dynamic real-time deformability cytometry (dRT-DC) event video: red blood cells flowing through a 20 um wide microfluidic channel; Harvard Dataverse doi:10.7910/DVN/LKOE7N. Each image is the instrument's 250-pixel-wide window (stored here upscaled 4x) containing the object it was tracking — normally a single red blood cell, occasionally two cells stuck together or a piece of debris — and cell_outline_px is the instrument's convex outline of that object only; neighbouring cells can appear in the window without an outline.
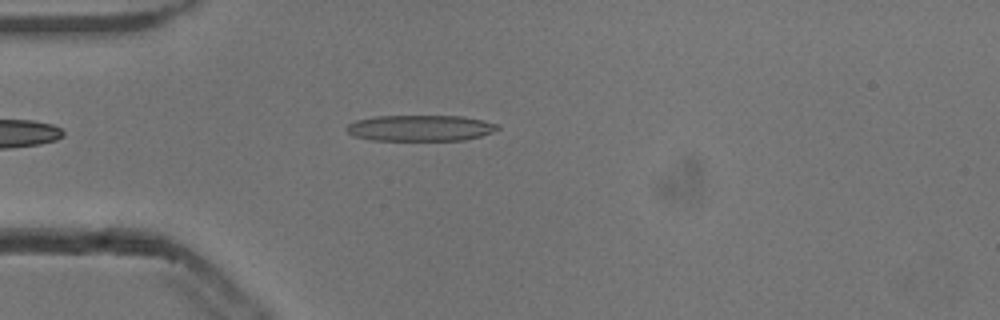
{"species": "common noctule bat (a hibernating species)", "species_latin": "Nyctalus noctula", "temperature_condition": "cold", "stored_images_in_passage": 44, "camera_frame_rate_fps": 3000, "um_per_image_px": 0.085, "animal": {"sex": "male", "body_mass_g": 13.3}, "frame": {"image": 1, "passage_image": 6, "time_ms": 1.667, "image_size_px": [1000, 320], "cell_outline_px": [[500, 128], [492, 132], [480, 136], [464, 140], [372, 140], [352, 136], [344, 128], [348, 124], [356, 120], [376, 116], [464, 116], [500, 124]], "centroid_in_image_um": [35.72, 10.88], "position_along_channel_um": 49.3, "area_um2": 23.0}}
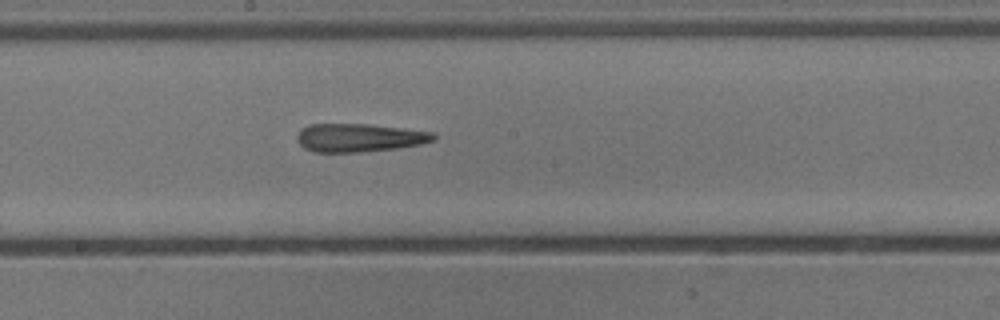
{"frame": {"image": 2, "passage_image": 20, "time_ms": 6.333, "image_size_px": [1000, 320], "cell_outline_px": [[436, 140], [420, 144], [396, 148], [356, 152], [312, 152], [304, 148], [296, 140], [296, 136], [300, 128], [308, 124], [368, 124], [404, 128], [436, 132]], "centroid_in_image_um": [30.52, 11.69], "position_along_channel_um": 217.7, "area_um2": 22.72}}
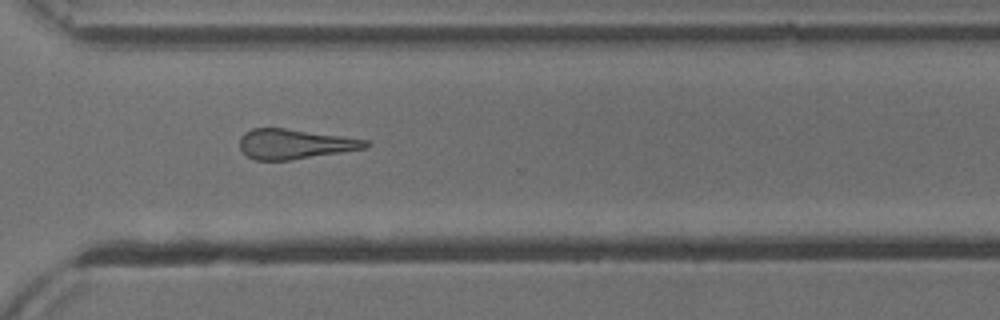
{"frame": {"image": 3, "passage_image": 30, "time_ms": 9.667, "image_size_px": [1000, 320], "cell_outline_px": [[372, 144], [368, 148], [292, 160], [256, 160], [248, 156], [240, 148], [240, 136], [244, 132], [252, 128], [284, 128], [368, 140]], "centroid_in_image_um": [25.07, 12.24], "position_along_channel_um": 345.5, "area_um2": 21.91}}